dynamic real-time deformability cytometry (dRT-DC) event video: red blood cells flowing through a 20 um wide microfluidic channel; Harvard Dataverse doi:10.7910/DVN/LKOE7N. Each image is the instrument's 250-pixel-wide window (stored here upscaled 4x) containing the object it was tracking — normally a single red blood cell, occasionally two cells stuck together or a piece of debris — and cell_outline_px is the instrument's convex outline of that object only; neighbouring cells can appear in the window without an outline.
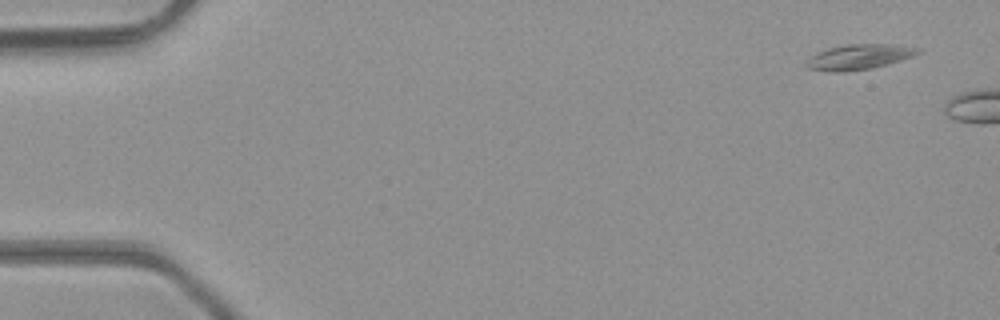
{"species": "common noctule bat (a hibernating species)", "species_latin": "Nyctalus noctula", "temperature_condition": "room temperature", "stored_images_in_passage": 2, "camera_frame_rate_fps": 3000, "um_per_image_px": 0.085, "animal": {"sex": "male", "body_mass_g": 23.1, "forearm_length_mm": 52.7}, "frame": {"image": 1, "passage_image": 1, "time_ms": 0.0, "image_size_px": [1000, 320], "cell_outline_px": [[920, 52], [912, 56], [888, 64], [872, 68], [844, 72], [828, 72], [808, 68], [804, 64], [816, 52], [828, 48], [848, 44], [892, 44], [920, 48]], "centroid_in_image_um": [72.99, 4.84], "position_along_channel_um": 12.0, "area_um2": 16.36}}